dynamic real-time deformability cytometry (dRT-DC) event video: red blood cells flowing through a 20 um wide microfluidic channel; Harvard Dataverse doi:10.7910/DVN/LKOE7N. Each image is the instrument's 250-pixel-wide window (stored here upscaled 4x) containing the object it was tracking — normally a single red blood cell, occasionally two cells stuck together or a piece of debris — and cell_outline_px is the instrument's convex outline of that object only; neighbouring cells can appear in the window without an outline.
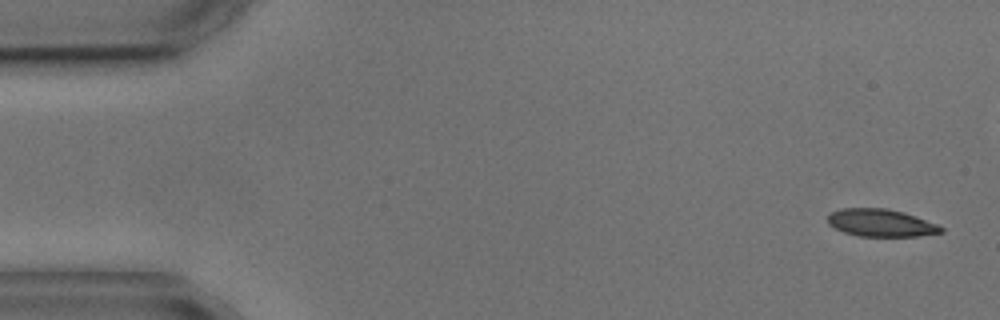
{"species": "common noctule bat (a hibernating species)", "species_latin": "Nyctalus noctula", "temperature_condition": "cold", "stored_images_in_passage": 5, "camera_frame_rate_fps": 3000, "um_per_image_px": 0.085, "animal": {"sex": "male", "body_mass_g": 17.9, "forearm_length_mm": 54.2}, "frame": {"image": 1, "passage_image": 1, "time_ms": 0.0, "image_size_px": [1000, 320], "cell_outline_px": [[944, 232], [920, 236], [860, 236], [844, 232], [828, 224], [828, 216], [832, 212], [840, 208], [888, 208], [904, 212], [916, 216], [936, 224], [944, 228]], "centroid_in_image_um": [74.89, 18.94], "position_along_channel_um": 10.1, "area_um2": 18.15}}